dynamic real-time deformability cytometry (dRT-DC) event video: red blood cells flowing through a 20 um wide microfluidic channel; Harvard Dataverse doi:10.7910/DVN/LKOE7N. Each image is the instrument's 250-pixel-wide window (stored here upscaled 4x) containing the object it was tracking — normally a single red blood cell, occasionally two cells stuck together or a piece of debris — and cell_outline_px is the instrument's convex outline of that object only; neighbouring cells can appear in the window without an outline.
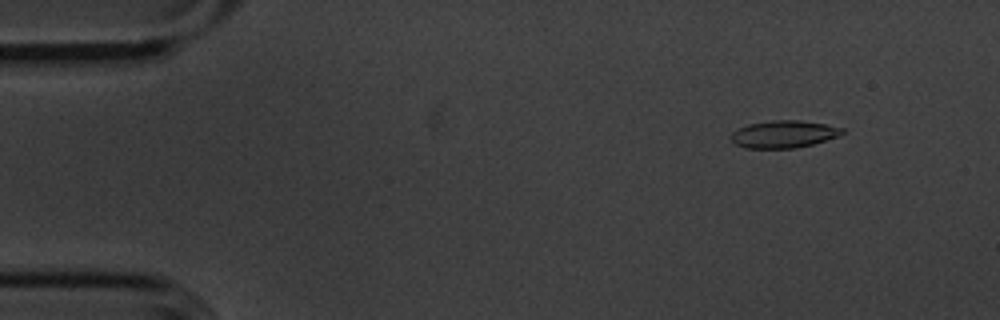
{"species": "common noctule bat (a hibernating species)", "species_latin": "Nyctalus noctula", "temperature_condition": "cold", "stored_images_in_passage": 46, "camera_frame_rate_fps": 3000, "um_per_image_px": 0.085, "animal": {"sex": "male", "body_mass_g": 20.1, "forearm_length_mm": 53.5}, "frame": {"image": 1, "passage_image": 6, "time_ms": 1.667, "image_size_px": [1000, 320], "cell_outline_px": [[848, 132], [812, 144], [796, 148], [744, 148], [736, 144], [732, 140], [732, 132], [748, 124], [772, 120], [800, 120], [824, 124], [844, 128]], "centroid_in_image_um": [66.63, 11.4], "position_along_channel_um": 18.4, "area_um2": 17.57}}